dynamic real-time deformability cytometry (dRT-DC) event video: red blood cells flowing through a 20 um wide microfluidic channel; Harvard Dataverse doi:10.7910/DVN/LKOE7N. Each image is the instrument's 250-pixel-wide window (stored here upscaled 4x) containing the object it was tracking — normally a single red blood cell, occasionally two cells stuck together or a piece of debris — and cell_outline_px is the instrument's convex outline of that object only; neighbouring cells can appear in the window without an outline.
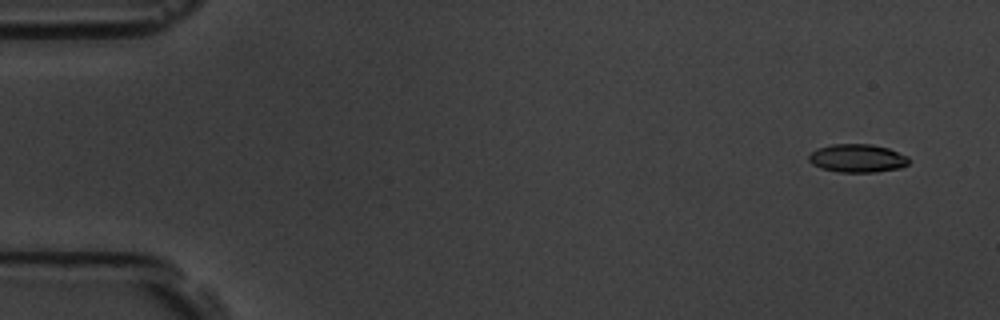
{"species": "common noctule bat (a hibernating species)", "species_latin": "Nyctalus noctula", "temperature_condition": "room temperature", "stored_images_in_passage": 5, "camera_frame_rate_fps": 3000, "um_per_image_px": 0.085, "animal": {"sex": "male", "body_mass_g": 19.5, "forearm_length_mm": 54.6}, "frame": {"image": 1, "passage_image": 1, "time_ms": 0.0, "image_size_px": [1000, 320], "cell_outline_px": [[908, 164], [900, 168], [876, 172], [840, 172], [820, 168], [812, 164], [808, 160], [808, 156], [816, 148], [832, 144], [872, 144], [888, 148], [908, 156]], "centroid_in_image_um": [72.86, 13.45], "position_along_channel_um": 12.1, "area_um2": 16.53}}
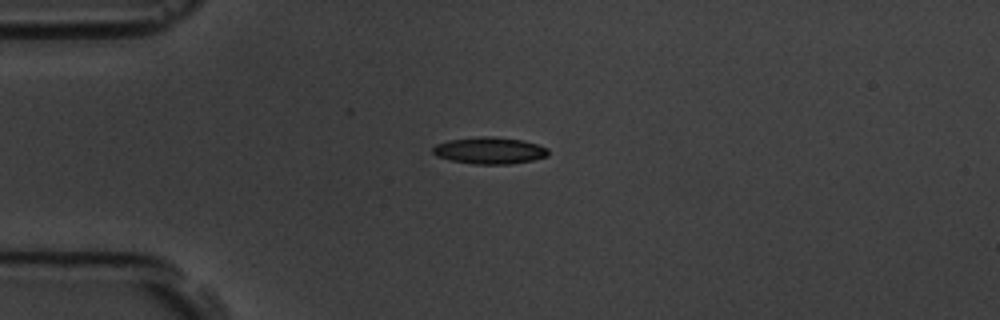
{"frame": {"image": 2, "passage_image": 4, "time_ms": 3.667, "image_size_px": [1000, 320], "cell_outline_px": [[548, 156], [532, 160], [512, 164], [472, 164], [452, 160], [436, 156], [432, 152], [432, 148], [436, 144], [448, 140], [480, 136], [492, 136], [524, 140], [548, 148]], "centroid_in_image_um": [41.61, 12.79], "position_along_channel_um": 43.4, "area_um2": 18.09}}